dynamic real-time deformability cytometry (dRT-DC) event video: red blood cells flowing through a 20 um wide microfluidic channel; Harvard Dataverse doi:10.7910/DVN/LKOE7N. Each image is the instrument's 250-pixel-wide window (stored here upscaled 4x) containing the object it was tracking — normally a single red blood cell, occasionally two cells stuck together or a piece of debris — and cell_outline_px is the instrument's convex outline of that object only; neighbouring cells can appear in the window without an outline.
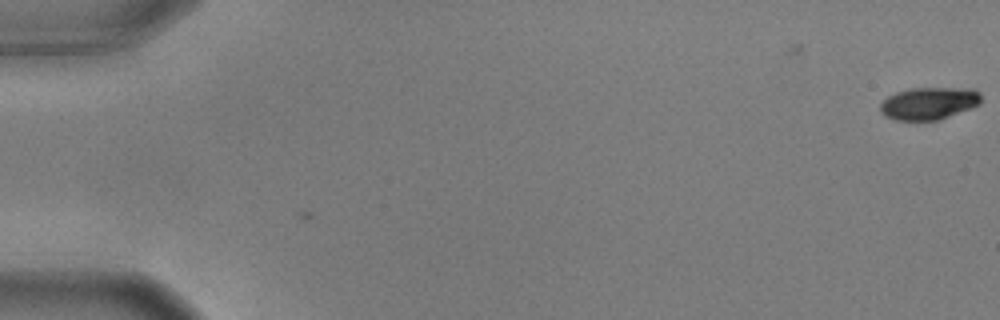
{"species": "common noctule bat (a hibernating species)", "species_latin": "Nyctalus noctula", "temperature_condition": "warm", "stored_images_in_passage": 5, "camera_frame_rate_fps": 3000, "um_per_image_px": 0.085, "animal": {"sex": "male", "body_mass_g": 17.9, "forearm_length_mm": 54.2}, "frame": {"image": 1, "passage_image": 5, "time_ms": 1.333, "image_size_px": [1000, 320], "cell_outline_px": [[980, 104], [936, 120], [896, 120], [884, 116], [880, 112], [880, 104], [888, 96], [896, 92], [908, 88], [972, 88], [980, 92]], "centroid_in_image_um": [78.92, 8.77], "position_along_channel_um": 6.1, "area_um2": 18.9}}